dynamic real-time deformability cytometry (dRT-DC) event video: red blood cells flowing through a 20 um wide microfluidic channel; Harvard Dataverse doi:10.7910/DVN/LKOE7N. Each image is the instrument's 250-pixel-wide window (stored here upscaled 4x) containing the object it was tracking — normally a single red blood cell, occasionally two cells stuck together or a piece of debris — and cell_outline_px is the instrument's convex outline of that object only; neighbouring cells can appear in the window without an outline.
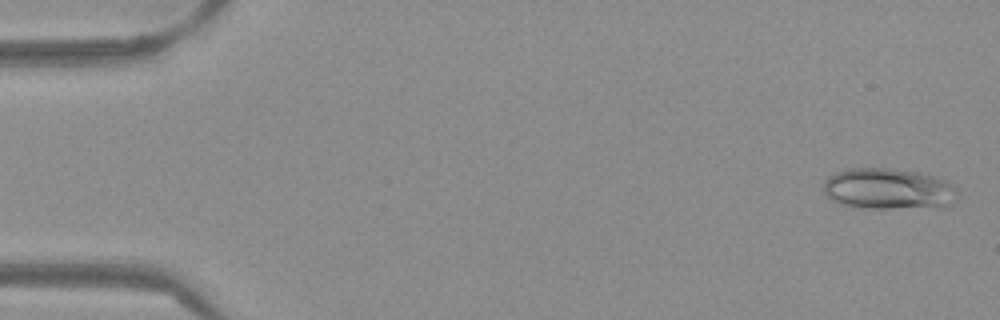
{"species": "Egyptian fruit bat (a non-hibernating species)", "species_latin": "Rousettus aegyptiacus", "temperature_condition": "warm", "stored_images_in_passage": 52, "camera_frame_rate_fps": 3000, "um_per_image_px": 0.085, "frame": {"image": 1, "passage_image": 2, "time_ms": 0.333, "image_size_px": [1000, 320], "cell_outline_px": [[948, 204], [944, 208], [864, 208], [840, 204], [832, 200], [824, 192], [824, 184], [828, 176], [836, 172], [848, 168], [888, 168], [920, 172], [936, 176], [944, 180], [948, 184]], "centroid_in_image_um": [75.36, 16.05], "position_along_channel_um": 9.6, "area_um2": 31.39}}
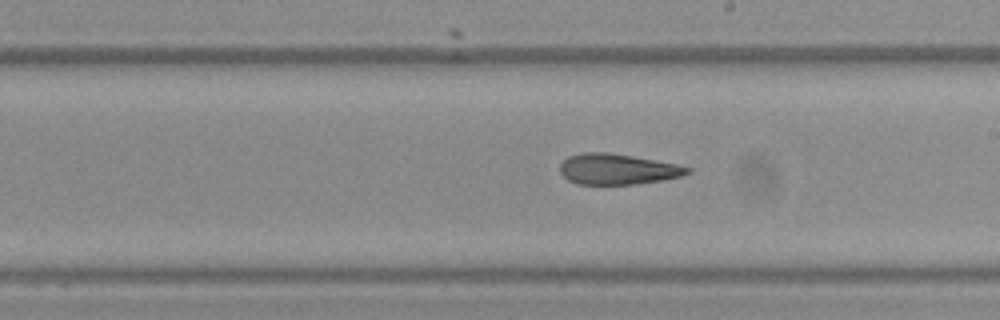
{"frame": {"image": 2, "passage_image": 30, "time_ms": 9.667, "image_size_px": [1000, 320], "cell_outline_px": [[692, 172], [680, 176], [664, 180], [636, 184], [576, 184], [568, 180], [560, 172], [560, 164], [568, 156], [580, 152], [608, 152], [632, 156], [676, 164], [692, 168]], "centroid_in_image_um": [52.48, 14.38], "position_along_channel_um": 236.5, "area_um2": 22.83}}
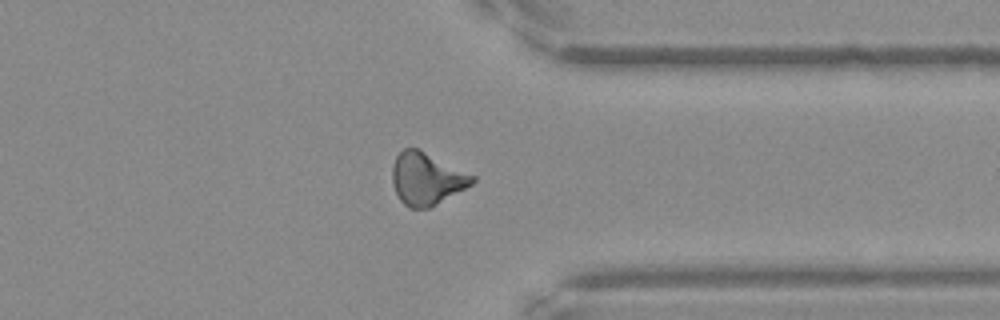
{"frame": {"image": 3, "passage_image": 41, "time_ms": 13.333, "image_size_px": [1000, 320], "cell_outline_px": [[476, 180], [472, 184], [428, 208], [408, 208], [400, 200], [392, 184], [392, 164], [396, 156], [404, 148], [416, 148], [476, 176]], "centroid_in_image_um": [36.23, 15.19], "position_along_channel_um": 375.2, "area_um2": 24.04}, "authors_computed_cell_mechanics": {"area_um2": 24.1026, "velocity_mm_per_s": 3.8909, "shape_relaxation_time_tau1_ms": null, "shape_relaxation_time_tau2_ms": 5.4885, "deformation_change_tau1": null, "deformation_change_tau2": 0.1637}}